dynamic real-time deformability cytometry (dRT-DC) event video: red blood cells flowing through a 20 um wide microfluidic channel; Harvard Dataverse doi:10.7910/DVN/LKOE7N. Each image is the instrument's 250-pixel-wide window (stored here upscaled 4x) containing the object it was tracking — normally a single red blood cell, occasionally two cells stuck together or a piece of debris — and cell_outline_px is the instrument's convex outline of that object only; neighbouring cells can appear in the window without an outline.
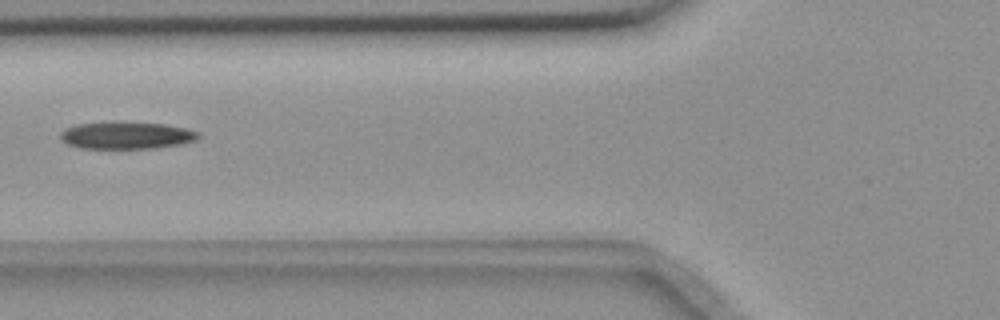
{"species": "common noctule bat (a hibernating species)", "species_latin": "Nyctalus noctula", "temperature_condition": "room temperature", "stored_images_in_passage": 6, "camera_frame_rate_fps": 3000, "um_per_image_px": 0.085, "animal": {"sex": "female", "body_mass_g": 18.4}, "frame": {"image": 1, "passage_image": 3, "time_ms": 0.667, "image_size_px": [1000, 320], "cell_outline_px": [[200, 136], [196, 140], [180, 144], [152, 148], [80, 148], [68, 144], [60, 136], [60, 132], [64, 128], [76, 124], [164, 124], [184, 128], [200, 132]], "centroid_in_image_um": [10.76, 11.54], "position_along_channel_um": 115.0, "area_um2": 20.92}}
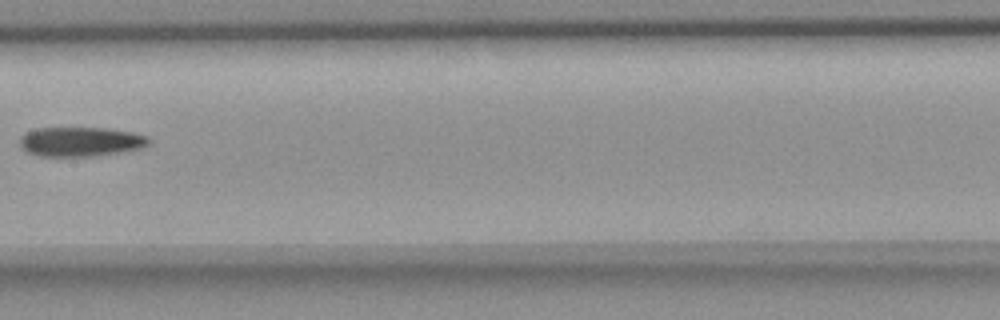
{"frame": {"image": 2, "passage_image": 5, "time_ms": 1.333, "image_size_px": [1000, 320], "cell_outline_px": [[152, 140], [148, 144], [140, 148], [100, 156], [40, 156], [28, 152], [20, 148], [20, 136], [24, 132], [36, 128], [104, 128], [132, 132], [148, 136]], "centroid_in_image_um": [6.83, 12.04], "position_along_channel_um": 200.6, "area_um2": 22.31}}
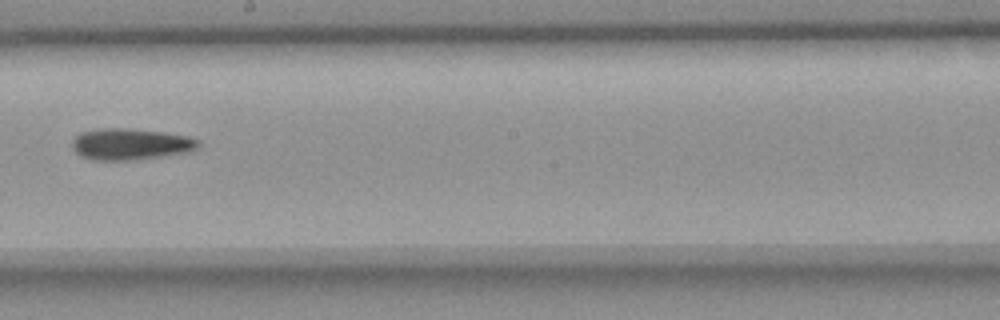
{"frame": {"image": 3, "passage_image": 6, "time_ms": 1.667, "image_size_px": [1000, 320], "cell_outline_px": [[200, 144], [196, 148], [188, 152], [132, 160], [92, 160], [80, 156], [72, 148], [72, 140], [80, 132], [100, 128], [128, 128], [164, 132], [188, 136], [200, 140]], "centroid_in_image_um": [11.07, 12.24], "position_along_channel_um": 237.1, "area_um2": 23.18}}